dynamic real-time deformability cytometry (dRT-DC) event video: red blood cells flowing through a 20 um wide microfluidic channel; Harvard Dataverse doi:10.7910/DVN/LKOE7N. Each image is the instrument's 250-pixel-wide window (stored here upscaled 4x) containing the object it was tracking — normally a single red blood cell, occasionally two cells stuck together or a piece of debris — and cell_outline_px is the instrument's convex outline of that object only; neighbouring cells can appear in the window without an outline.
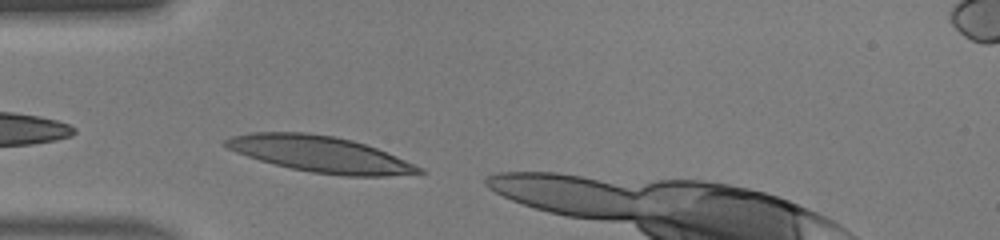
{"species": "human", "species_latin": "Homo sapiens", "temperature_condition": "warm", "stored_images_in_passage": 6, "camera_frame_rate_fps": 3000, "um_per_image_px": 0.085, "donor": {"sex": "male"}, "frame": {"image": 1, "passage_image": 2, "time_ms": 0.333, "image_size_px": [1000, 240], "cell_outline_px": [[428, 172], [388, 176], [344, 176], [312, 172], [292, 168], [260, 160], [236, 152], [220, 144], [224, 140], [232, 136], [252, 132], [308, 132], [336, 136], [352, 140], [376, 148], [396, 156], [424, 168]], "centroid_in_image_um": [27.23, 13.09], "position_along_channel_um": 57.8, "area_um2": 40.58}}